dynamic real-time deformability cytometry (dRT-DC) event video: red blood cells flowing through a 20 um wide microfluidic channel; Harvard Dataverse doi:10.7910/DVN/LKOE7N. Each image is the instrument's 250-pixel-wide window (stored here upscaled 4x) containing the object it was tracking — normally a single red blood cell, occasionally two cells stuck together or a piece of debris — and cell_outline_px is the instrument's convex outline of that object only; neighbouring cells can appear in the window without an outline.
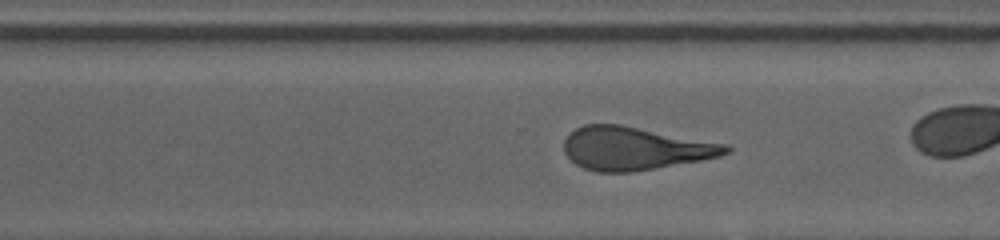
{"species": "human", "species_latin": "Homo sapiens", "temperature_condition": "cold", "stored_images_in_passage": 55, "camera_frame_rate_fps": 3000, "um_per_image_px": 0.085, "donor": {"sex": "male"}, "frame": {"image": 1, "passage_image": 47, "time_ms": 11.667, "image_size_px": [1000, 240], "cell_outline_px": [[732, 148], [728, 152], [720, 156], [700, 160], [632, 172], [596, 172], [584, 168], [576, 164], [564, 152], [564, 140], [576, 128], [584, 124], [620, 124], [728, 144]], "centroid_in_image_um": [53.96, 12.61], "position_along_channel_um": 316.6, "area_um2": 40.46}, "authors_computed_cell_mechanics": {"area_um2": 40.6334, "velocity_mm_per_s": 3.7818, "shape_relaxation_time_tau1_ms": 7.1122, "shape_relaxation_time_tau2_ms": 1.9822, "deformation_change_tau1": 0.2119, "deformation_change_tau2": 0.1314}}